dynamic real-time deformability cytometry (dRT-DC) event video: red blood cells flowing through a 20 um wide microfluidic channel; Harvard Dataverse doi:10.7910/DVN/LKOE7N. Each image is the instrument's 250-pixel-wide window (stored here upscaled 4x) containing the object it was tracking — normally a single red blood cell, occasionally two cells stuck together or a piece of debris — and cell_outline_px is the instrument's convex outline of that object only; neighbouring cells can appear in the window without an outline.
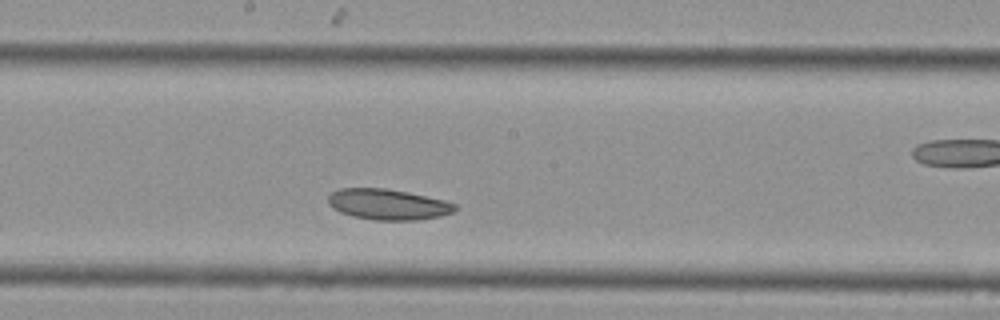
{"species": "Egyptian fruit bat (a non-hibernating species)", "species_latin": "Rousettus aegyptiacus", "temperature_condition": "cold", "stored_images_in_passage": 25, "camera_frame_rate_fps": 3000, "um_per_image_px": 0.085, "animal": {"sex": "female"}, "frame": {"image": 1, "passage_image": 11, "time_ms": 3.333, "image_size_px": [1000, 320], "cell_outline_px": [[456, 208], [452, 212], [440, 216], [416, 220], [372, 220], [352, 216], [340, 212], [332, 208], [328, 204], [328, 196], [332, 192], [340, 188], [384, 188], [408, 192], [444, 200], [456, 204]], "centroid_in_image_um": [32.94, 17.37], "position_along_channel_um": 215.3, "area_um2": 22.72}}